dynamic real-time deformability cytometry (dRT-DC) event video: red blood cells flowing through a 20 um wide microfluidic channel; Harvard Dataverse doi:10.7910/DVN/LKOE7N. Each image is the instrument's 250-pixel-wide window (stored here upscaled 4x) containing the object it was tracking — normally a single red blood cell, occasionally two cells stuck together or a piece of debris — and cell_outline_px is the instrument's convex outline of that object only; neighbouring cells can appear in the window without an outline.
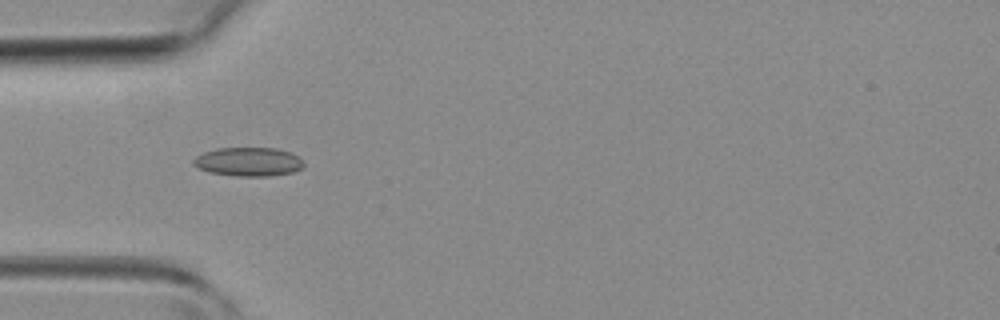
{"species": "common noctule bat (a hibernating species)", "species_latin": "Nyctalus noctula", "temperature_condition": "room temperature", "stored_images_in_passage": 12, "camera_frame_rate_fps": 3000, "um_per_image_px": 0.085, "animal": {"sex": "female", "body_mass_g": 19.3, "forearm_length_mm": 54.1}, "frame": {"image": 1, "passage_image": 3, "time_ms": 0.667, "image_size_px": [1000, 320], "cell_outline_px": [[304, 164], [296, 172], [268, 176], [236, 176], [208, 172], [192, 164], [192, 160], [196, 156], [204, 152], [216, 148], [276, 148], [292, 152]], "centroid_in_image_um": [21.1, 13.75], "position_along_channel_um": 63.9, "area_um2": 18.55}}
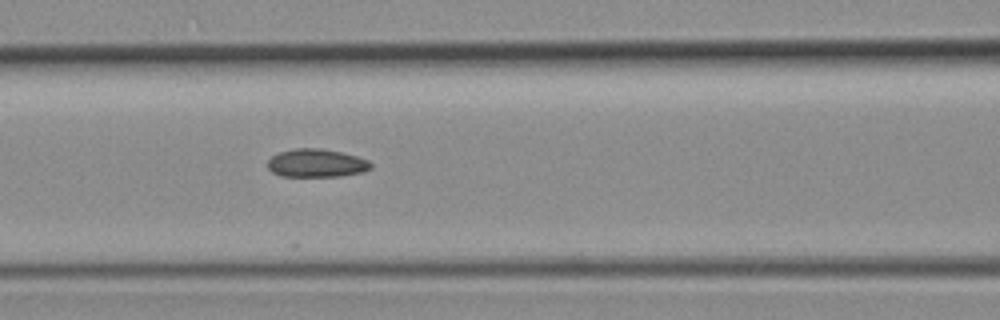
{"frame": {"image": 2, "passage_image": 8, "time_ms": 2.333, "image_size_px": [1000, 320], "cell_outline_px": [[372, 168], [364, 172], [340, 176], [280, 176], [272, 172], [268, 168], [268, 160], [272, 156], [280, 152], [292, 148], [320, 148], [340, 152], [356, 156], [368, 160], [372, 164]], "centroid_in_image_um": [26.9, 13.86], "position_along_channel_um": 139.7, "area_um2": 16.99}}
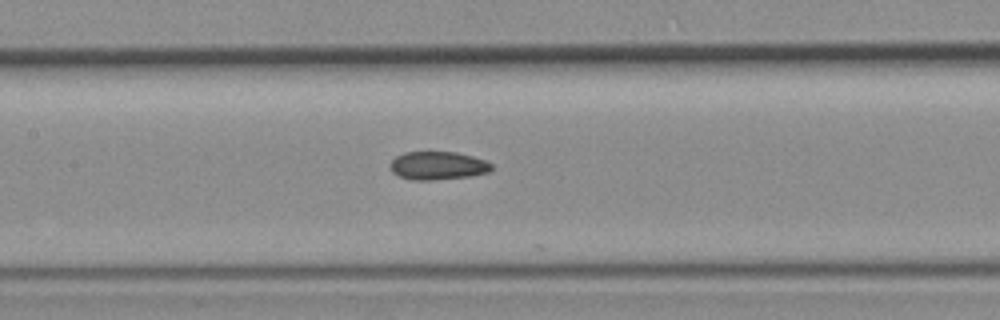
{"frame": {"image": 3, "passage_image": 10, "time_ms": 3.0, "image_size_px": [1000, 320], "cell_outline_px": [[492, 168], [488, 172], [472, 176], [432, 180], [412, 180], [400, 176], [392, 172], [392, 160], [396, 156], [404, 152], [456, 152], [472, 156], [484, 160], [492, 164]], "centroid_in_image_um": [37.23, 14.08], "position_along_channel_um": 170.2, "area_um2": 16.53}}